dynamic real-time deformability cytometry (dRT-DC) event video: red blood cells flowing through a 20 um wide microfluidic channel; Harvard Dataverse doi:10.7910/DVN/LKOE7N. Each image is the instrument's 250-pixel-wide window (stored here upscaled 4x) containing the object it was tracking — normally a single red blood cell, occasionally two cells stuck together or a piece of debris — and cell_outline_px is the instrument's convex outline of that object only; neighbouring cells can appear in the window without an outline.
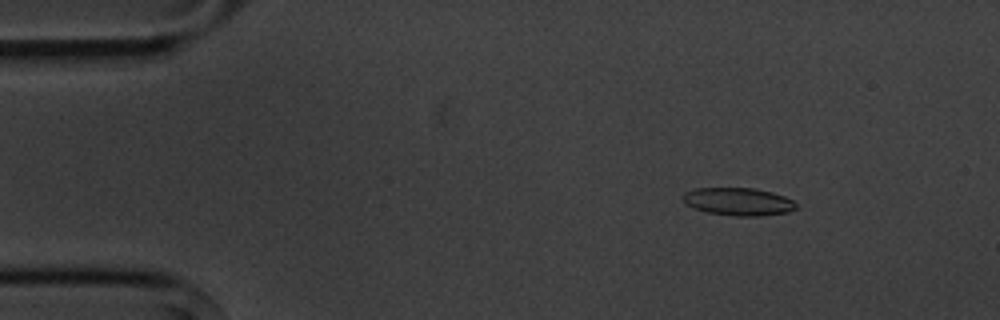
{"species": "common noctule bat (a hibernating species)", "species_latin": "Nyctalus noctula", "temperature_condition": "cold", "stored_images_in_passage": 5, "camera_frame_rate_fps": 3000, "um_per_image_px": 0.085, "animal": {"sex": "male", "body_mass_g": 20.1, "forearm_length_mm": 53.5}, "frame": {"image": 1, "passage_image": 2, "time_ms": 1.333, "image_size_px": [1000, 320], "cell_outline_px": [[796, 208], [788, 212], [760, 216], [736, 216], [708, 212], [692, 208], [684, 200], [684, 192], [696, 188], [752, 188], [772, 192], [784, 196], [792, 200], [796, 204]], "centroid_in_image_um": [62.77, 17.13], "position_along_channel_um": 22.2, "area_um2": 18.15}}
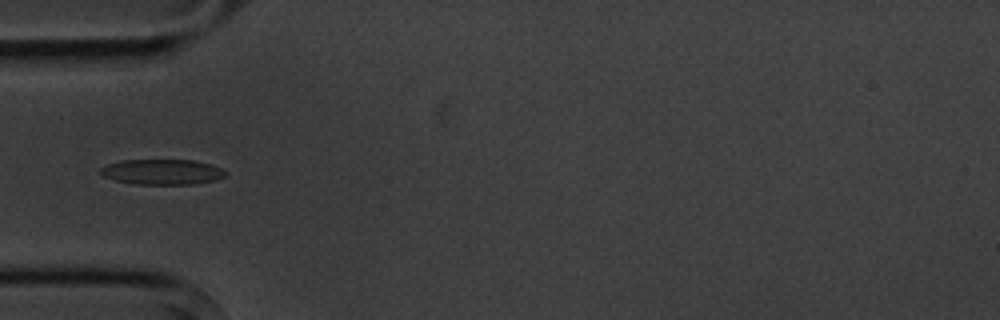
{"frame": {"image": 2, "passage_image": 5, "time_ms": 4.667, "image_size_px": [1000, 320], "cell_outline_px": [[228, 172], [224, 176], [216, 180], [192, 184], [136, 184], [116, 180], [104, 176], [100, 172], [100, 168], [108, 164], [120, 160], [192, 160], [212, 164]], "centroid_in_image_um": [13.8, 14.6], "position_along_channel_um": 71.2, "area_um2": 18.38}}